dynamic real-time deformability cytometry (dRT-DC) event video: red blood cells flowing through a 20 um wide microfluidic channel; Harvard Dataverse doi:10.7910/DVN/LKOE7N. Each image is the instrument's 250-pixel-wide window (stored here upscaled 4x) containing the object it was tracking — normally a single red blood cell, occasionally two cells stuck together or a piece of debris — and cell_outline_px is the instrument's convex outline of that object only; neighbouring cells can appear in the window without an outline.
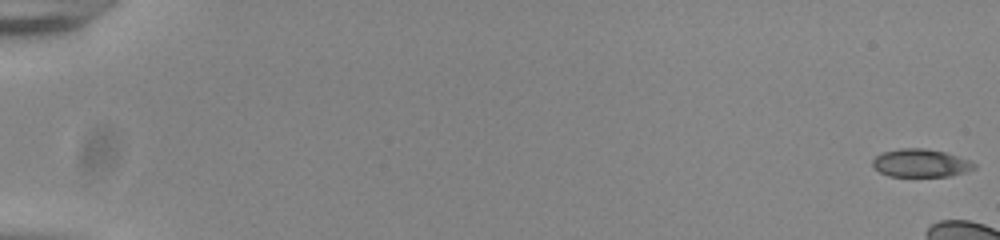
{"species": "common noctule bat (a hibernating species)", "species_latin": "Nyctalus noctula", "temperature_condition": "room temperature", "stored_images_in_passage": 15, "camera_frame_rate_fps": 3000, "um_per_image_px": 0.085, "animal": {"sex": "male", "body_mass_g": 20.0, "forearm_length_mm": 53.3}, "frame": {"image": 1, "passage_image": 1, "time_ms": 0.0, "image_size_px": [1000, 240], "cell_outline_px": [[976, 168], [964, 172], [948, 176], [888, 176], [880, 172], [872, 164], [872, 160], [880, 152], [900, 148], [924, 148], [944, 152], [968, 160], [976, 164]], "centroid_in_image_um": [78.22, 13.85], "position_along_channel_um": 6.8, "area_um2": 16.47}}